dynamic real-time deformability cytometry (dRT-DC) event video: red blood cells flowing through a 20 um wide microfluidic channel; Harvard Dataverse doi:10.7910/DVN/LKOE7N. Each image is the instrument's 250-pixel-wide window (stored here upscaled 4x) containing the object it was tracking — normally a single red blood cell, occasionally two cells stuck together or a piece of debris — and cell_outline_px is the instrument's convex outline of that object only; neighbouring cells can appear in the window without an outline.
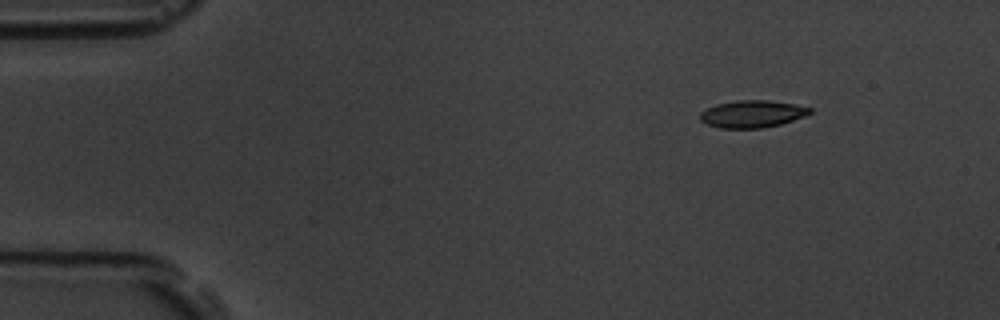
{"species": "common noctule bat (a hibernating species)", "species_latin": "Nyctalus noctula", "temperature_condition": "room temperature", "stored_images_in_passage": 9, "camera_frame_rate_fps": 3000, "um_per_image_px": 0.085, "animal": {"sex": "male", "body_mass_g": 19.5, "forearm_length_mm": 54.6}, "frame": {"image": 1, "passage_image": 1, "time_ms": 0.0, "image_size_px": [1000, 320], "cell_outline_px": [[812, 112], [804, 116], [780, 124], [760, 128], [720, 128], [708, 124], [700, 120], [700, 112], [716, 104], [736, 100], [768, 100], [796, 104], [812, 108]], "centroid_in_image_um": [63.94, 9.67], "position_along_channel_um": 21.1, "area_um2": 17.34}}
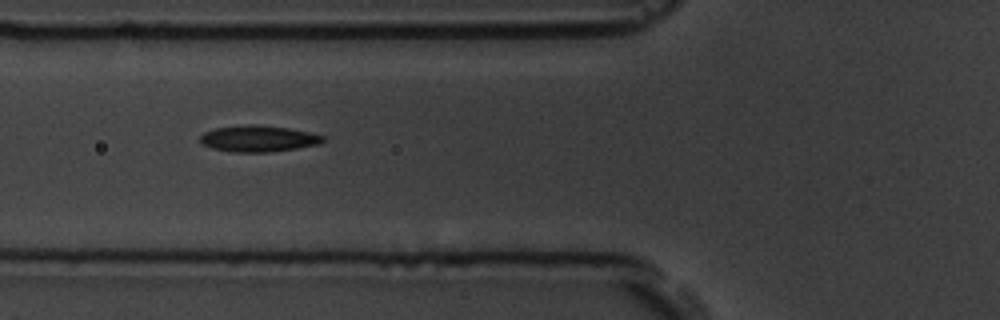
{"frame": {"image": 2, "passage_image": 5, "time_ms": 4.667, "image_size_px": [1000, 320], "cell_outline_px": [[324, 140], [320, 144], [296, 148], [268, 152], [236, 152], [212, 148], [200, 144], [200, 136], [204, 132], [216, 128], [248, 124], [256, 124], [288, 128], [312, 132], [324, 136]], "centroid_in_image_um": [21.96, 11.77], "position_along_channel_um": 103.8, "area_um2": 18.84}}
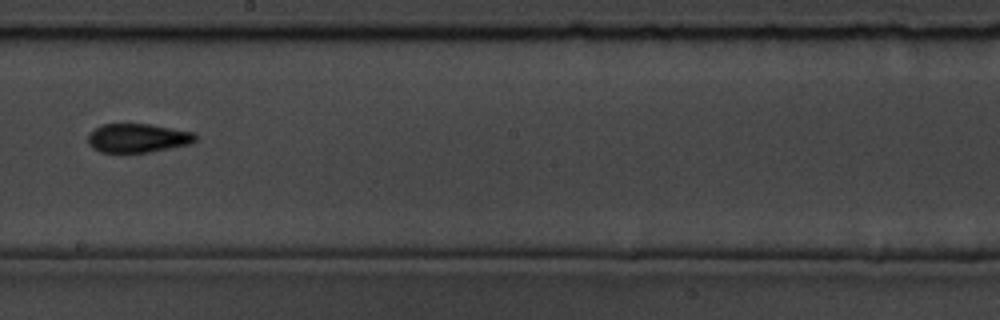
{"frame": {"image": 3, "passage_image": 8, "time_ms": 8.333, "image_size_px": [1000, 320], "cell_outline_px": [[196, 140], [188, 144], [148, 152], [100, 152], [92, 148], [88, 144], [88, 132], [104, 124], [152, 124], [196, 132]], "centroid_in_image_um": [11.7, 11.72], "position_along_channel_um": 236.5, "area_um2": 18.09}}